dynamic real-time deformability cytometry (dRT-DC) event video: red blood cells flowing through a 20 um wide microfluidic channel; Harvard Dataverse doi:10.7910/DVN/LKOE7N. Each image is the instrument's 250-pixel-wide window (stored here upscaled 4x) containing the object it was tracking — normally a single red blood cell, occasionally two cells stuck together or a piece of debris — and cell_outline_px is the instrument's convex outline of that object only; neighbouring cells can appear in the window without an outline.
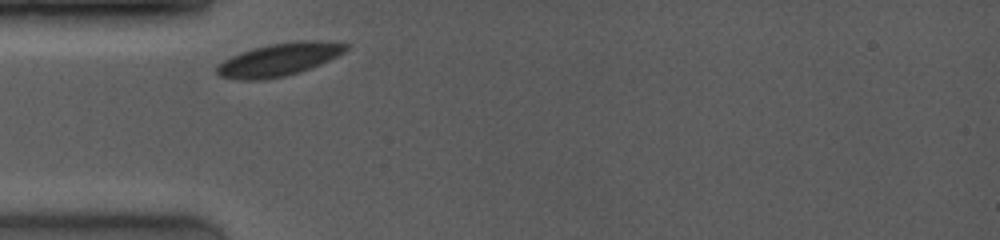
{"species": "common noctule bat (a hibernating species)", "species_latin": "Nyctalus noctula", "temperature_condition": "room temperature", "stored_images_in_passage": 23, "camera_frame_rate_fps": 4000, "um_per_image_px": 0.085, "animal": {"sex": "female", "body_mass_g": 19.0, "forearm_length_mm": 53.3}, "frame": {"image": 1, "passage_image": 1, "time_ms": 0.0, "image_size_px": [1000, 240], "cell_outline_px": [[348, 48], [344, 52], [320, 64], [300, 72], [284, 76], [264, 80], [236, 80], [220, 76], [216, 72], [216, 64], [240, 52], [252, 48], [268, 44], [300, 40], [320, 40], [348, 44]], "centroid_in_image_um": [23.68, 5.06], "position_along_channel_um": 61.3, "area_um2": 24.8}}
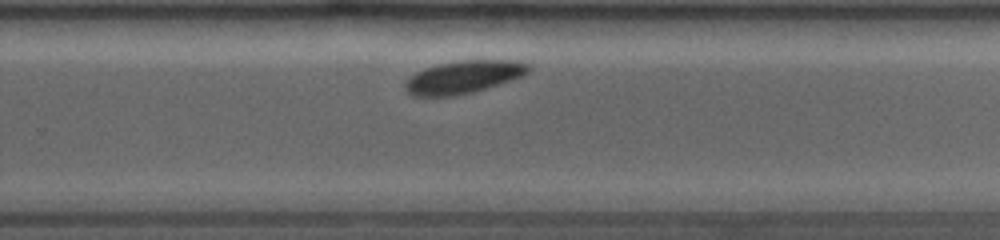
{"frame": {"image": 2, "passage_image": 15, "time_ms": 6.0, "image_size_px": [1000, 240], "cell_outline_px": [[532, 68], [528, 72], [512, 80], [472, 92], [456, 96], [412, 96], [404, 88], [404, 84], [416, 72], [424, 68], [436, 64], [456, 60], [516, 60], [532, 64]], "centroid_in_image_um": [39.42, 6.53], "position_along_channel_um": 290.4, "area_um2": 23.7}}
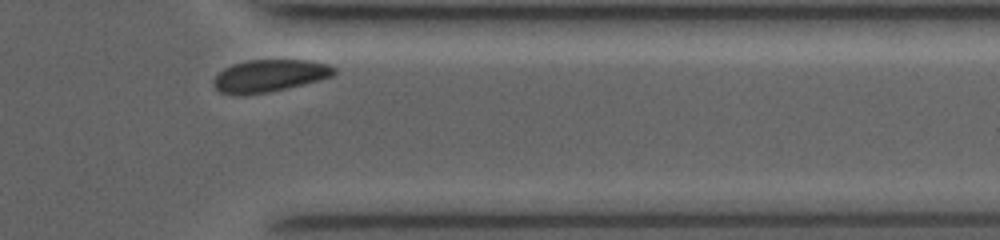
{"frame": {"image": 3, "passage_image": 22, "time_ms": 8.5, "image_size_px": [1000, 240], "cell_outline_px": [[336, 72], [332, 76], [320, 80], [268, 92], [236, 96], [220, 92], [212, 84], [212, 80], [224, 68], [232, 64], [248, 60], [308, 60], [328, 64], [336, 68]], "centroid_in_image_um": [22.88, 6.44], "position_along_channel_um": 388.5, "area_um2": 22.72}}